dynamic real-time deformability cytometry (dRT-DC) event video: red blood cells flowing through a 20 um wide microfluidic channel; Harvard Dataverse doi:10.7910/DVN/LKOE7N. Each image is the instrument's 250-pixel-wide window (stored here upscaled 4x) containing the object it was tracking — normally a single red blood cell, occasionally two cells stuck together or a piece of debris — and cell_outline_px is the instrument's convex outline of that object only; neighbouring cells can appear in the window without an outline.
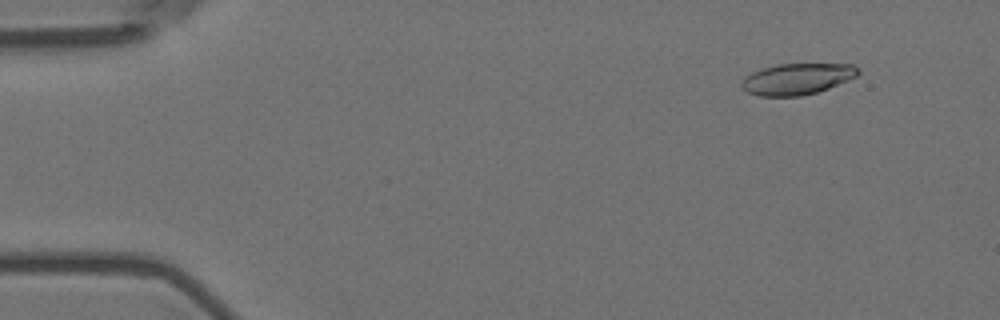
{"species": "Egyptian fruit bat (a non-hibernating species)", "species_latin": "Rousettus aegyptiacus", "temperature_condition": "room temperature", "stored_images_in_passage": 48, "camera_frame_rate_fps": 3000, "um_per_image_px": 0.085, "animal": {"sex": "female"}, "frame": {"image": 1, "passage_image": 3, "time_ms": 0.667, "image_size_px": [1000, 320], "cell_outline_px": [[860, 72], [856, 76], [848, 80], [828, 88], [816, 92], [800, 96], [760, 96], [748, 92], [740, 84], [744, 76], [752, 72], [776, 64], [852, 64], [860, 68]], "centroid_in_image_um": [67.76, 6.7], "position_along_channel_um": 17.2, "area_um2": 21.1}}
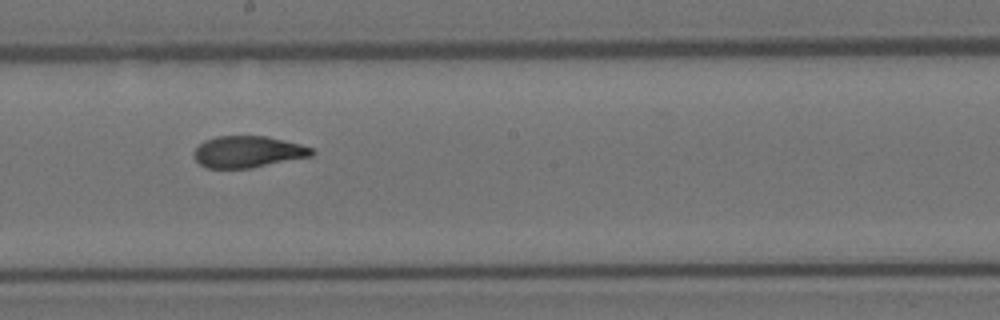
{"frame": {"image": 2, "passage_image": 29, "time_ms": 9.333, "image_size_px": [1000, 320], "cell_outline_px": [[316, 152], [312, 156], [248, 168], [204, 168], [196, 160], [192, 152], [204, 140], [216, 136], [268, 136], [300, 144], [312, 148]], "centroid_in_image_um": [21.05, 12.89], "position_along_channel_um": 227.1, "area_um2": 21.68}}
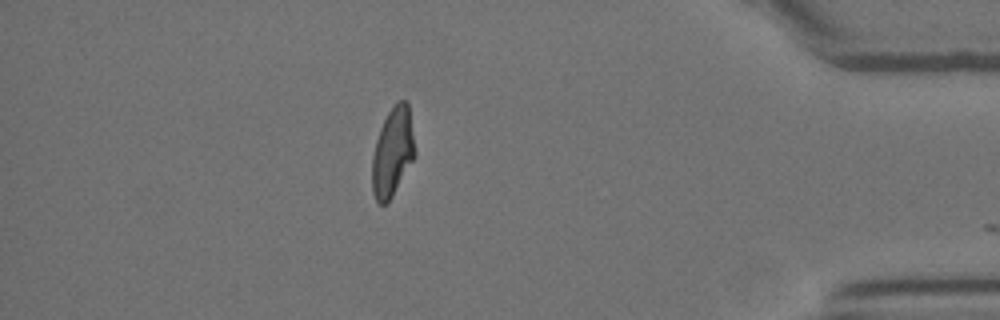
{"frame": {"image": 3, "passage_image": 47, "time_ms": 15.333, "image_size_px": [1000, 320], "cell_outline_px": [[416, 156], [388, 204], [380, 204], [376, 200], [372, 192], [372, 156], [376, 140], [380, 128], [388, 112], [396, 100], [404, 100], [408, 104], [416, 152]], "centroid_in_image_um": [33.37, 12.95], "position_along_channel_um": 401.8, "area_um2": 22.37}}